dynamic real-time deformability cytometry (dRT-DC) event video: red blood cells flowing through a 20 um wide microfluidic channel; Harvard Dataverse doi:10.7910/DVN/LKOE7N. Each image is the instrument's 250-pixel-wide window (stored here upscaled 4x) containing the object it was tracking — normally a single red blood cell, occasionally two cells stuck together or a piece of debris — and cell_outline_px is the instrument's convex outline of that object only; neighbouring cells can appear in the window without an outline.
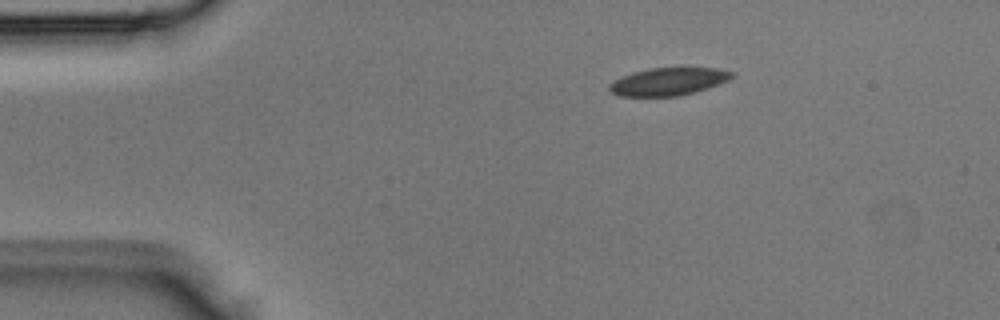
{"species": "Egyptian fruit bat (a non-hibernating species)", "species_latin": "Rousettus aegyptiacus", "temperature_condition": "room temperature", "stored_images_in_passage": 3, "camera_frame_rate_fps": 3000, "um_per_image_px": 0.085, "animal": {"sex": "male"}, "frame": {"image": 1, "passage_image": 2, "time_ms": 0.333, "image_size_px": [1000, 320], "cell_outline_px": [[736, 72], [728, 80], [720, 84], [680, 96], [620, 96], [612, 92], [608, 88], [608, 84], [612, 80], [648, 68], [716, 68]], "centroid_in_image_um": [56.81, 6.93], "position_along_channel_um": 28.2, "area_um2": 19.65}}